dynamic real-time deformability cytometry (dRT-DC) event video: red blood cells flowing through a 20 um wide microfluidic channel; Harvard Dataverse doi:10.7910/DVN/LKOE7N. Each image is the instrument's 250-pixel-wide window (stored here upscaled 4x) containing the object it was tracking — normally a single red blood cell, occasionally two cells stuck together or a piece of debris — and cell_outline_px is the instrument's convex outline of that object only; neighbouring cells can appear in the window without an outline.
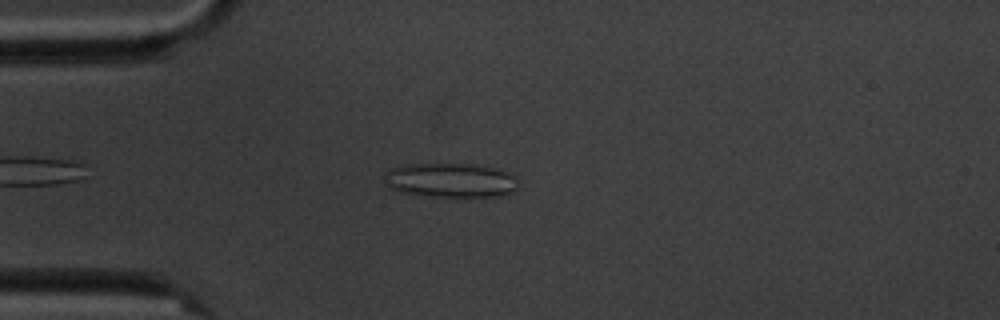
{"species": "common noctule bat (a hibernating species)", "species_latin": "Nyctalus noctula", "temperature_condition": "cold", "stored_images_in_passage": 10, "camera_frame_rate_fps": 3000, "um_per_image_px": 0.085, "animal": {"sex": "male", "body_mass_g": 20.1, "forearm_length_mm": 53.5}, "frame": {"image": 1, "passage_image": 1, "time_ms": 0.0, "image_size_px": [1000, 320], "cell_outline_px": [[516, 188], [500, 196], [424, 196], [400, 192], [392, 188], [388, 184], [384, 172], [388, 168], [404, 164], [472, 164], [492, 168], [504, 172], [512, 176], [516, 180]], "centroid_in_image_um": [38.2, 15.31], "position_along_channel_um": 46.8, "area_um2": 26.36}}
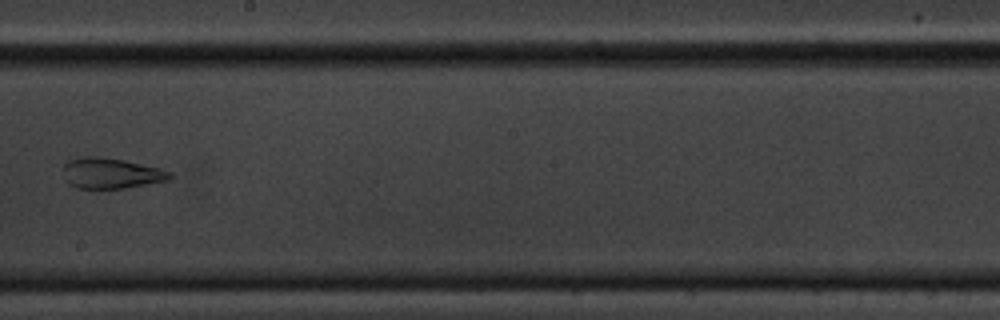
{"frame": {"image": 2, "passage_image": 6, "time_ms": 6.0, "image_size_px": [1000, 320], "cell_outline_px": [[172, 176], [168, 180], [124, 188], [76, 188], [68, 184], [64, 180], [64, 164], [68, 160], [80, 156], [96, 156], [124, 160], [160, 168], [172, 172]], "centroid_in_image_um": [9.4, 14.72], "position_along_channel_um": 238.8, "area_um2": 19.07}}
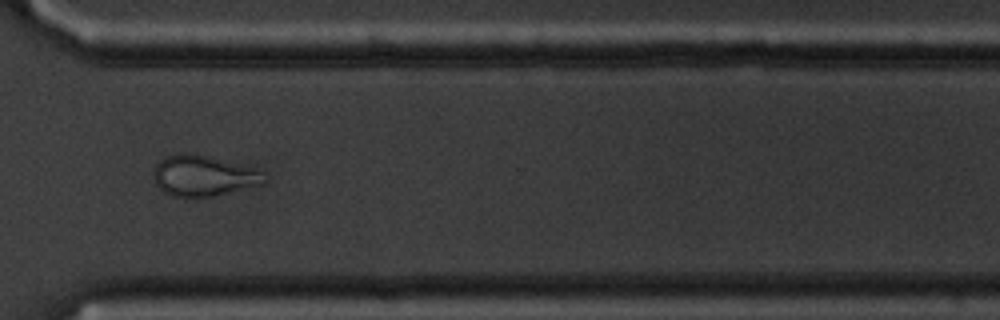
{"frame": {"image": 3, "passage_image": 9, "time_ms": 9.333, "image_size_px": [1000, 320], "cell_outline_px": [[268, 180], [264, 184], [216, 196], [184, 200], [172, 196], [164, 192], [156, 184], [152, 176], [152, 172], [156, 164], [164, 156], [176, 152], [192, 152], [208, 156], [264, 172], [268, 176]], "centroid_in_image_um": [17.24, 14.97], "position_along_channel_um": 353.4, "area_um2": 27.17}, "authors_computed_cell_mechanics": {"area_um2": 21.4727, "velocity_mm_per_s": 3.4412, "shape_relaxation_time_tau1_ms": null, "shape_relaxation_time_tau2_ms": 1.7056, "deformation_change_tau1": null, "deformation_change_tau2": 0.0858}}